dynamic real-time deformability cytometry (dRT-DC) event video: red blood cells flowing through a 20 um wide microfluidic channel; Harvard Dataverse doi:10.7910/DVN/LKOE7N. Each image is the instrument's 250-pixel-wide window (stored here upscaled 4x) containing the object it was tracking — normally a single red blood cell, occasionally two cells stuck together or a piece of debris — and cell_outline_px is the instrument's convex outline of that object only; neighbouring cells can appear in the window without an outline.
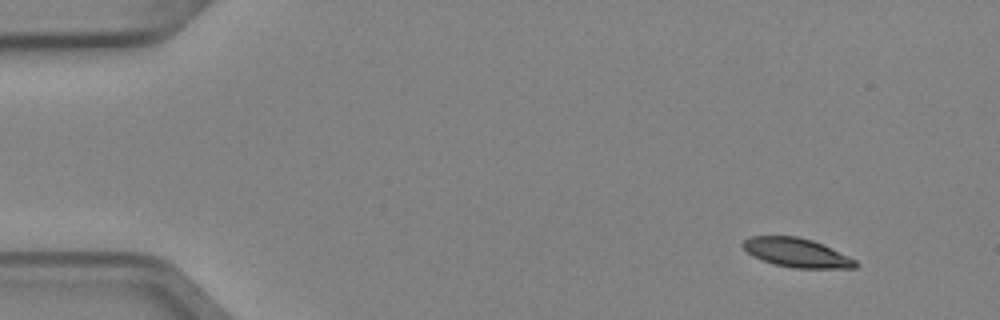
{"species": "Egyptian fruit bat (a non-hibernating species)", "species_latin": "Rousettus aegyptiacus", "temperature_condition": "cold", "stored_images_in_passage": 4, "camera_frame_rate_fps": 3000, "um_per_image_px": 0.085, "animal": {"sex": "female"}, "frame": {"image": 1, "passage_image": 1, "time_ms": 0.0, "image_size_px": [1000, 320], "cell_outline_px": [[860, 264], [856, 268], [792, 268], [776, 264], [752, 256], [740, 244], [744, 240], [752, 236], [796, 236], [812, 240], [848, 256], [856, 260]], "centroid_in_image_um": [67.72, 21.48], "position_along_channel_um": 17.3, "area_um2": 18.84}}
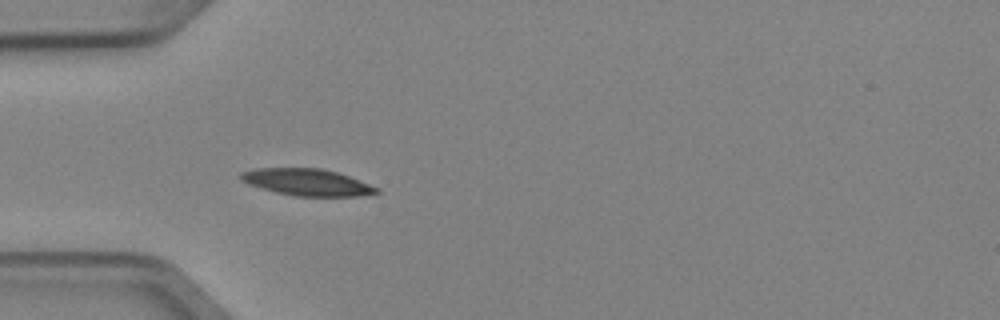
{"frame": {"image": 2, "passage_image": 4, "time_ms": 1.0, "image_size_px": [1000, 320], "cell_outline_px": [[380, 192], [360, 196], [296, 196], [276, 192], [248, 184], [240, 180], [240, 172], [256, 168], [320, 168], [336, 172], [348, 176], [380, 188]], "centroid_in_image_um": [26.09, 15.49], "position_along_channel_um": 58.9, "area_um2": 21.1}}